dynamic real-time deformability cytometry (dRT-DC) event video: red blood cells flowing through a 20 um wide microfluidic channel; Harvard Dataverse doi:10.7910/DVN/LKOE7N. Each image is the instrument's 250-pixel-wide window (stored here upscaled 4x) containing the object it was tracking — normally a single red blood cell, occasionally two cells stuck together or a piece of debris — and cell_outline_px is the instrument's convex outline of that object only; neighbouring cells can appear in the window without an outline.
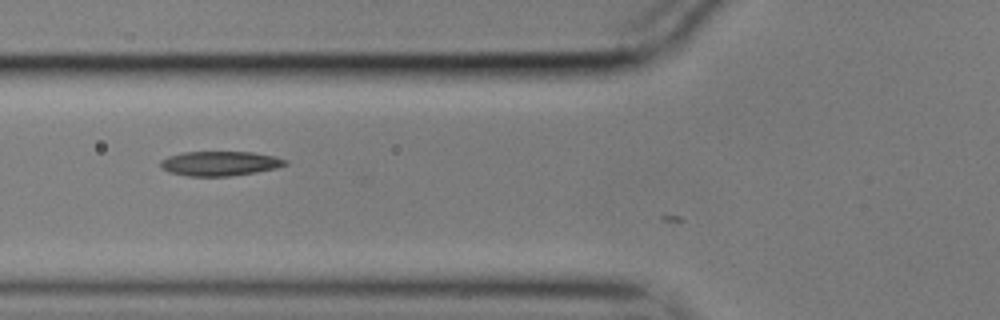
{"species": "common noctule bat (a hibernating species)", "species_latin": "Nyctalus noctula", "temperature_condition": "cold", "stored_images_in_passage": 8, "camera_frame_rate_fps": 3000, "um_per_image_px": 0.085, "animal": {"sex": "male", "body_mass_g": 17.9}, "frame": {"image": 1, "passage_image": 6, "time_ms": 1.667, "image_size_px": [1000, 320], "cell_outline_px": [[288, 164], [276, 168], [256, 172], [228, 176], [188, 176], [168, 172], [160, 168], [160, 160], [168, 156], [184, 152], [252, 152], [272, 156], [288, 160]], "centroid_in_image_um": [18.66, 13.9], "position_along_channel_um": 107.1, "area_um2": 17.86}}